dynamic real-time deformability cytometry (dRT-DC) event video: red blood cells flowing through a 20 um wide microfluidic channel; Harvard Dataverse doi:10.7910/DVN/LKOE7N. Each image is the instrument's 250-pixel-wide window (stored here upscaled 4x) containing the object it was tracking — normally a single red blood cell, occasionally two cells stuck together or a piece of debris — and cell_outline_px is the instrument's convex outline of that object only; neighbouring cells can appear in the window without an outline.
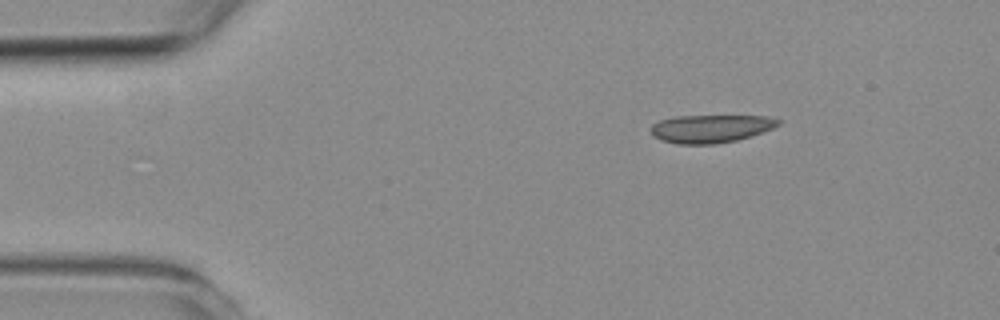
{"species": "common noctule bat (a hibernating species)", "species_latin": "Nyctalus noctula", "temperature_condition": "room temperature", "stored_images_in_passage": 3, "camera_frame_rate_fps": 3000, "um_per_image_px": 0.085, "animal": {"sex": "female", "body_mass_g": 19.3, "forearm_length_mm": 54.1}, "frame": {"image": 1, "passage_image": 1, "time_ms": 0.0, "image_size_px": [1000, 320], "cell_outline_px": [[780, 124], [764, 132], [736, 140], [716, 144], [676, 144], [660, 140], [652, 136], [652, 124], [660, 120], [676, 116], [768, 116], [780, 120]], "centroid_in_image_um": [60.4, 10.94], "position_along_channel_um": 24.6, "area_um2": 20.81}}